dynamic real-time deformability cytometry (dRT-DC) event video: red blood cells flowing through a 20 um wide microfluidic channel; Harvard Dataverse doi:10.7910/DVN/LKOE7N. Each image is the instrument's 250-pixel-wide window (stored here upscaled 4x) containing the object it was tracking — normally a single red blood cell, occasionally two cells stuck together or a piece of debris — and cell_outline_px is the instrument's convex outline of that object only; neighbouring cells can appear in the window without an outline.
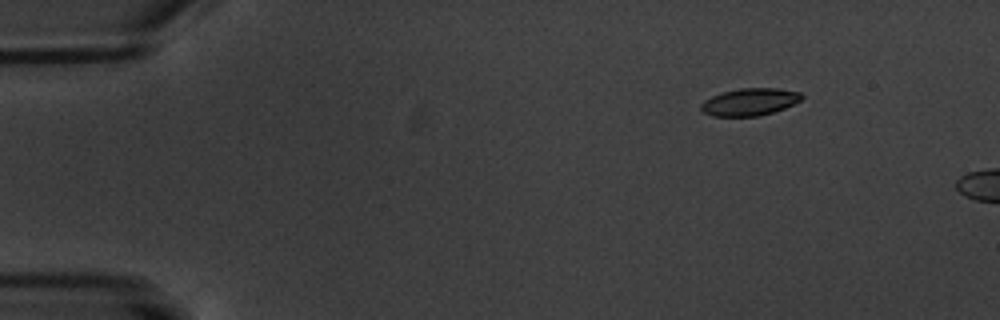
{"species": "common noctule bat (a hibernating species)", "species_latin": "Nyctalus noctula", "temperature_condition": "warm", "stored_images_in_passage": 4, "camera_frame_rate_fps": 3000, "um_per_image_px": 0.085, "animal": {"sex": "male", "body_mass_g": 20.1, "forearm_length_mm": 53.5}, "frame": {"image": 1, "passage_image": 2, "time_ms": 1.333, "image_size_px": [1000, 320], "cell_outline_px": [[804, 96], [800, 100], [784, 108], [760, 116], [712, 116], [704, 112], [700, 108], [700, 104], [704, 100], [712, 96], [724, 92], [740, 88], [776, 88], [800, 92]], "centroid_in_image_um": [63.71, 8.66], "position_along_channel_um": 21.3, "area_um2": 15.9}}